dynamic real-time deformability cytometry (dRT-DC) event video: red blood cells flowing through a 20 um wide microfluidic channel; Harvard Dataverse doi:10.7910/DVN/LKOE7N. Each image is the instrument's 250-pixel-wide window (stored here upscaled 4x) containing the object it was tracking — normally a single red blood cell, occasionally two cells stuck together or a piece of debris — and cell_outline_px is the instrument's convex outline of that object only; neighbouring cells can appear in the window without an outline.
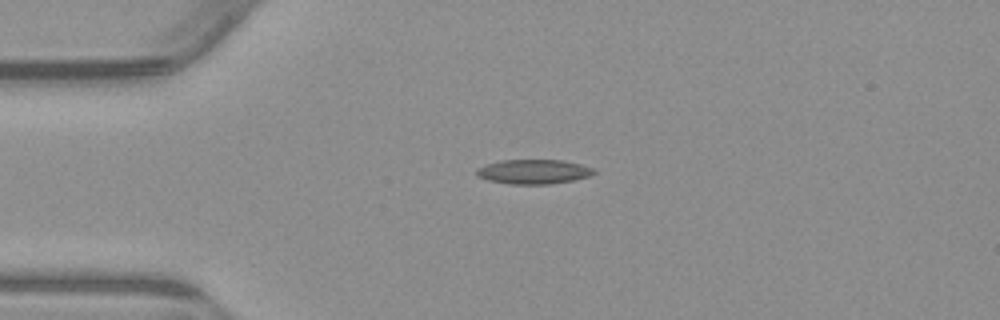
{"species": "common noctule bat (a hibernating species)", "species_latin": "Nyctalus noctula", "temperature_condition": "warm", "stored_images_in_passage": 42, "camera_frame_rate_fps": 3000, "um_per_image_px": 0.085, "animal": {"sex": "male", "body_mass_g": 23.1, "forearm_length_mm": 52.7}, "frame": {"image": 1, "passage_image": 1, "time_ms": 0.0, "image_size_px": [1000, 320], "cell_outline_px": [[596, 172], [588, 176], [572, 180], [548, 184], [508, 184], [488, 180], [476, 176], [476, 168], [500, 160], [564, 160], [596, 168]], "centroid_in_image_um": [45.34, 14.59], "position_along_channel_um": 39.7, "area_um2": 16.76}}
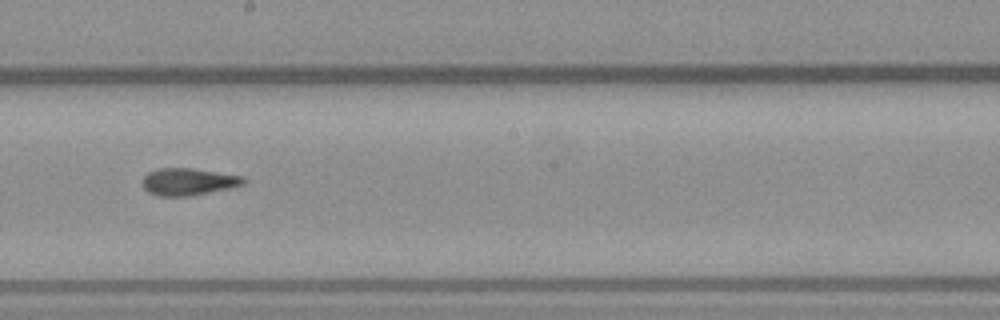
{"frame": {"image": 2, "passage_image": 18, "time_ms": 5.667, "image_size_px": [1000, 320], "cell_outline_px": [[248, 180], [244, 184], [228, 188], [192, 196], [160, 196], [148, 192], [144, 188], [144, 176], [148, 172], [160, 168], [192, 168], [244, 176]], "centroid_in_image_um": [16.04, 15.44], "position_along_channel_um": 232.2, "area_um2": 15.95}}
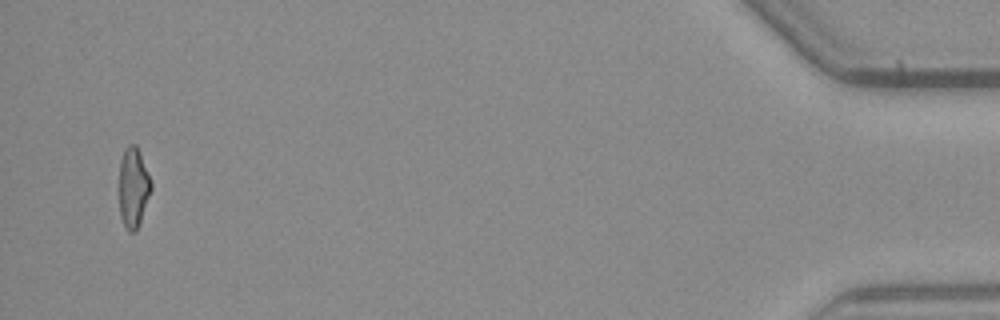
{"frame": {"image": 3, "passage_image": 40, "time_ms": 13.0, "image_size_px": [1000, 320], "cell_outline_px": [[152, 188], [140, 224], [136, 232], [128, 232], [120, 216], [120, 160], [124, 148], [128, 144], [136, 144], [140, 152], [152, 184]], "centroid_in_image_um": [11.34, 15.94], "position_along_channel_um": 423.9, "area_um2": 14.97}, "authors_computed_cell_mechanics": {"area_um2": 15.7794, "velocity_mm_per_s": 3.8646, "shape_relaxation_time_tau1_ms": null, "shape_relaxation_time_tau2_ms": 2.6359, "deformation_change_tau1": null, "deformation_change_tau2": 0.1036}}